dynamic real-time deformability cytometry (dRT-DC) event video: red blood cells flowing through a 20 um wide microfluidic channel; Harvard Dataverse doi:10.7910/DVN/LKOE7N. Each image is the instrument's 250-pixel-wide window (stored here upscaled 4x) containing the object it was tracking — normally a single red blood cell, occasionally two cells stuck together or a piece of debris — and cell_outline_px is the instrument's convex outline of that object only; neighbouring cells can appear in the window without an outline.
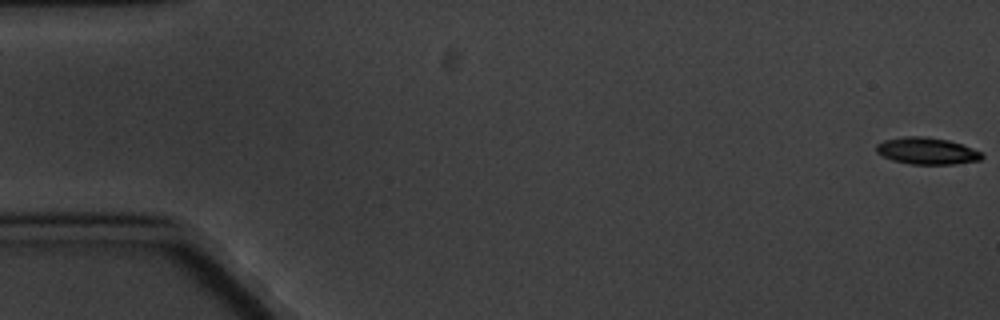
{"species": "common noctule bat (a hibernating species)", "species_latin": "Nyctalus noctula", "temperature_condition": "cold", "stored_images_in_passage": 6, "camera_frame_rate_fps": 3000, "um_per_image_px": 0.085, "animal": {"sex": "male", "body_mass_g": 20.1, "forearm_length_mm": 53.5}, "frame": {"image": 1, "passage_image": 1, "time_ms": 0.0, "image_size_px": [1000, 320], "cell_outline_px": [[984, 156], [980, 160], [956, 164], [912, 164], [892, 160], [876, 152], [876, 144], [884, 140], [904, 136], [928, 136], [948, 140], [972, 148], [980, 152]], "centroid_in_image_um": [78.77, 12.82], "position_along_channel_um": 6.2, "area_um2": 16.47}}